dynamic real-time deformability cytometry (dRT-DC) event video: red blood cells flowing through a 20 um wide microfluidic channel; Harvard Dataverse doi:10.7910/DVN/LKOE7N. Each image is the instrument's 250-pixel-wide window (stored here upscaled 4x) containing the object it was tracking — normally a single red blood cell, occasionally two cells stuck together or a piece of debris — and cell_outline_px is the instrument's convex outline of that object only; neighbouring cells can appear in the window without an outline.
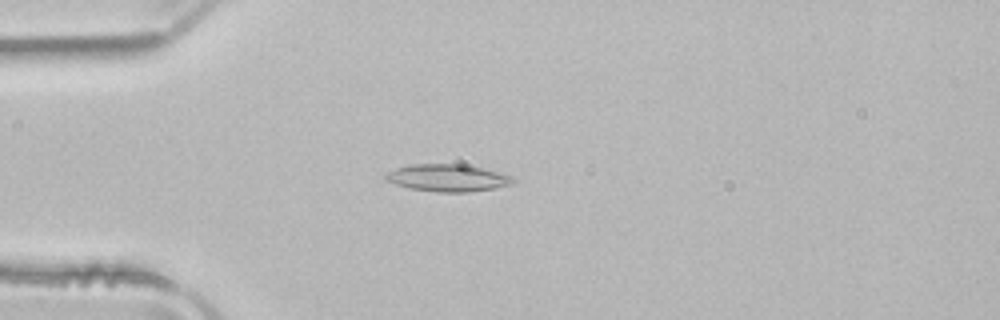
{"species": "common noctule bat (a hibernating species)", "species_latin": "Nyctalus noctula", "temperature_condition": "room temperature", "stored_images_in_passage": 45, "camera_frame_rate_fps": 3000, "um_per_image_px": 0.085, "animal": {"sex": "male", "body_mass_g": 21.5, "forearm_length_mm": 52.0}, "frame": {"image": 1, "passage_image": 7, "time_ms": 2.0, "image_size_px": [1000, 320], "cell_outline_px": [[516, 180], [512, 184], [496, 188], [472, 192], [436, 192], [412, 188], [396, 184], [384, 180], [384, 176], [388, 172], [396, 168], [412, 164], [464, 164], [516, 176]], "centroid_in_image_um": [38.11, 15.12], "position_along_channel_um": 46.9, "area_um2": 20.35}}
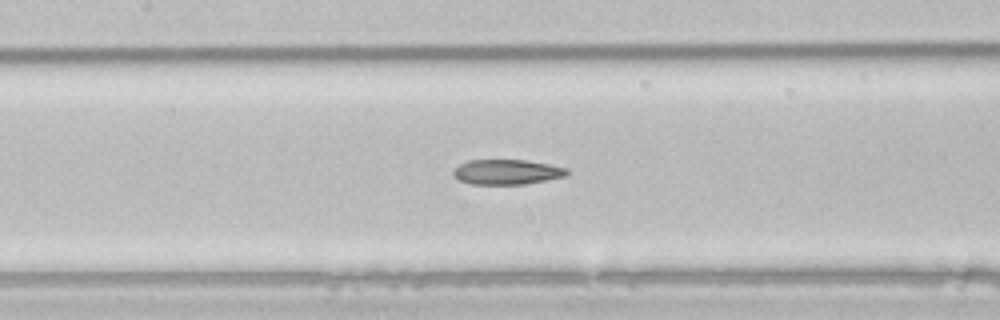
{"frame": {"image": 2, "passage_image": 17, "time_ms": 5.333, "image_size_px": [1000, 320], "cell_outline_px": [[572, 172], [564, 176], [524, 184], [472, 184], [460, 180], [452, 172], [460, 164], [468, 160], [524, 160], [548, 164], [568, 168]], "centroid_in_image_um": [43.11, 14.61], "position_along_channel_um": 164.3, "area_um2": 16.36}}
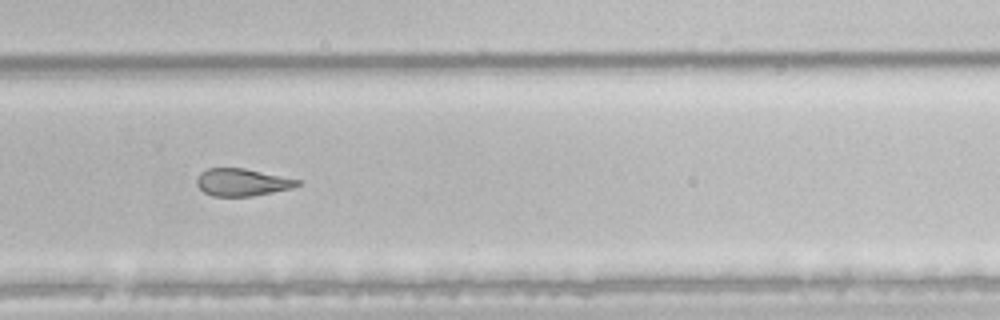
{"frame": {"image": 3, "passage_image": 28, "time_ms": 9.0, "image_size_px": [1000, 320], "cell_outline_px": [[300, 184], [292, 188], [252, 196], [212, 196], [204, 192], [196, 184], [196, 180], [200, 172], [208, 168], [244, 168], [300, 180]], "centroid_in_image_um": [20.55, 15.49], "position_along_channel_um": 309.3, "area_um2": 15.95}, "authors_computed_cell_mechanics": {"area_um2": 18.6116, "velocity_mm_per_s": 3.973, "shape_relaxation_time_tau1_ms": null, "shape_relaxation_time_tau2_ms": 3.6702, "deformation_change_tau1": null, "deformation_change_tau2": 0.1207}}